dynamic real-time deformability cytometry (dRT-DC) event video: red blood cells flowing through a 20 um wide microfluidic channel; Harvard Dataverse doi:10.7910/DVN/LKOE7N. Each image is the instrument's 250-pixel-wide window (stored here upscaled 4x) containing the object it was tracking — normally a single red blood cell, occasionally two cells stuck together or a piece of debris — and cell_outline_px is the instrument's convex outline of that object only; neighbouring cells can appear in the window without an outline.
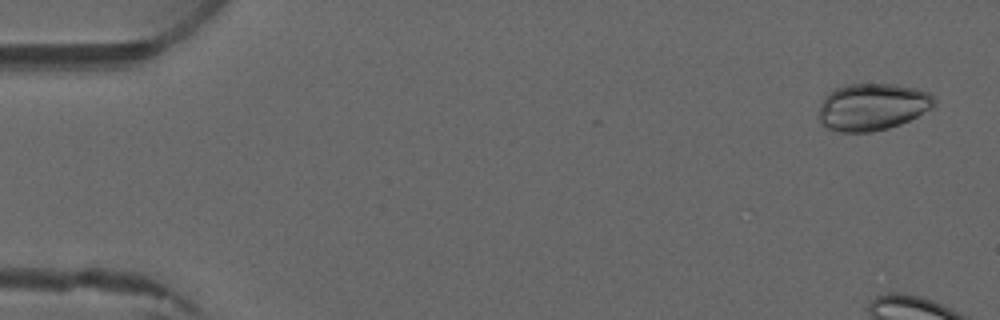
{"species": "common noctule bat (a hibernating species)", "species_latin": "Nyctalus noctula", "temperature_condition": "warm", "stored_images_in_passage": 4, "camera_frame_rate_fps": 3000, "um_per_image_px": 0.085, "animal": {"sex": "male", "forearm_length_mm": 52.5}, "frame": {"image": 1, "passage_image": 1, "time_ms": 0.0, "image_size_px": [1000, 320], "cell_outline_px": [[936, 104], [932, 108], [900, 124], [888, 128], [872, 132], [840, 132], [828, 128], [820, 124], [820, 104], [824, 96], [828, 92], [836, 88], [848, 84], [896, 84], [916, 88], [928, 92], [936, 100]], "centroid_in_image_um": [74.14, 9.08], "position_along_channel_um": 10.9, "area_um2": 31.73}}